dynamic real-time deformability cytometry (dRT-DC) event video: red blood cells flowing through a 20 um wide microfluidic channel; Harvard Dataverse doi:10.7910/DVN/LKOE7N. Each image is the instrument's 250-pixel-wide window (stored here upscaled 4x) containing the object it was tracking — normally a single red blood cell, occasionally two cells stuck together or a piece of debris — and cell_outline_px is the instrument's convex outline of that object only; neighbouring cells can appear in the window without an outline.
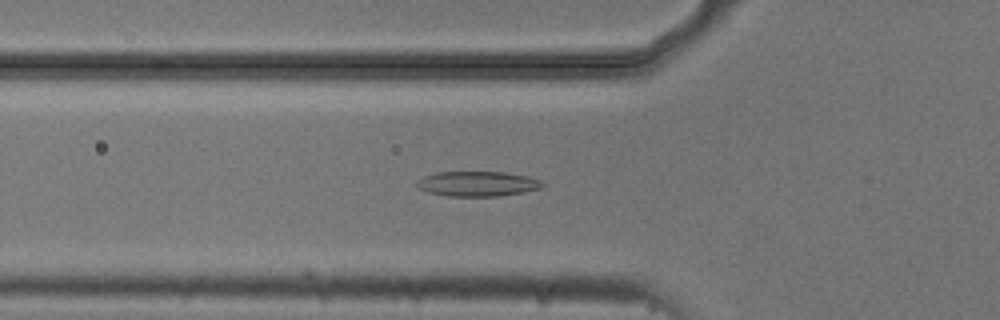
{"species": "common noctule bat (a hibernating species)", "species_latin": "Nyctalus noctula", "temperature_condition": "cold", "stored_images_in_passage": 41, "camera_frame_rate_fps": 3000, "um_per_image_px": 0.085, "animal": {"sex": "male", "body_mass_g": 20.5, "forearm_length_mm": 52.5}, "frame": {"image": 1, "passage_image": 5, "time_ms": 1.333, "image_size_px": [1000, 320], "cell_outline_px": [[548, 184], [544, 188], [524, 192], [500, 196], [448, 196], [428, 192], [420, 188], [416, 184], [416, 180], [424, 176], [436, 172], [504, 172], [528, 176], [540, 180]], "centroid_in_image_um": [40.65, 15.62], "position_along_channel_um": 85.1, "area_um2": 18.5}}
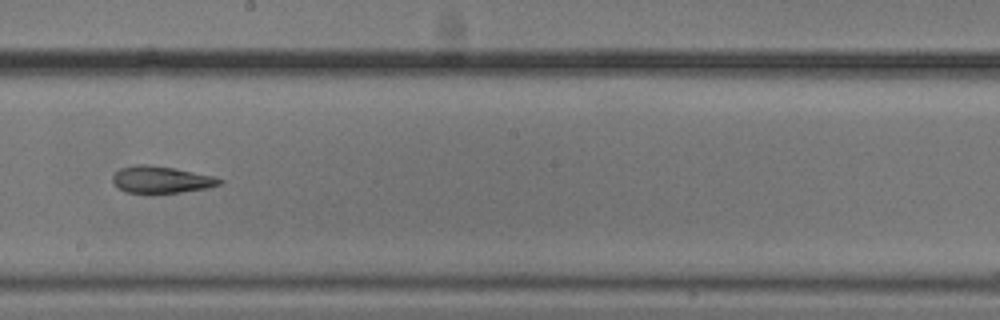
{"frame": {"image": 2, "passage_image": 17, "time_ms": 5.333, "image_size_px": [1000, 320], "cell_outline_px": [[224, 180], [220, 184], [208, 188], [180, 192], [124, 192], [112, 180], [112, 176], [120, 168], [132, 164], [148, 164], [172, 168], [216, 176]], "centroid_in_image_um": [13.72, 15.25], "position_along_channel_um": 234.5, "area_um2": 16.59}}
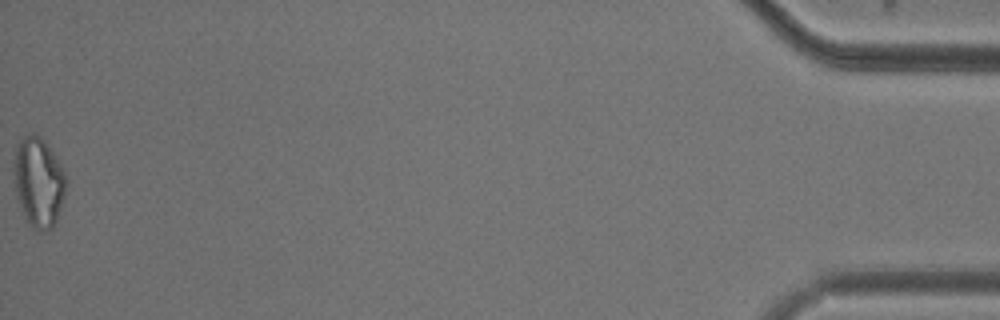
{"frame": {"image": 3, "passage_image": 41, "time_ms": 13.333, "image_size_px": [1000, 320], "cell_outline_px": [[68, 180], [64, 196], [56, 220], [52, 228], [48, 232], [36, 228], [28, 224], [24, 216], [16, 196], [12, 172], [12, 168], [16, 144], [24, 136], [32, 132], [40, 136], [44, 140], [56, 156]], "centroid_in_image_um": [3.25, 15.44], "position_along_channel_um": 431.9, "area_um2": 27.69}, "authors_computed_cell_mechanics": {"area_um2": 18.0914, "velocity_mm_per_s": 3.7022, "shape_relaxation_time_tau1_ms": null, "shape_relaxation_time_tau2_ms": 5.0325, "deformation_change_tau1": null, "deformation_change_tau2": 0.1531}}